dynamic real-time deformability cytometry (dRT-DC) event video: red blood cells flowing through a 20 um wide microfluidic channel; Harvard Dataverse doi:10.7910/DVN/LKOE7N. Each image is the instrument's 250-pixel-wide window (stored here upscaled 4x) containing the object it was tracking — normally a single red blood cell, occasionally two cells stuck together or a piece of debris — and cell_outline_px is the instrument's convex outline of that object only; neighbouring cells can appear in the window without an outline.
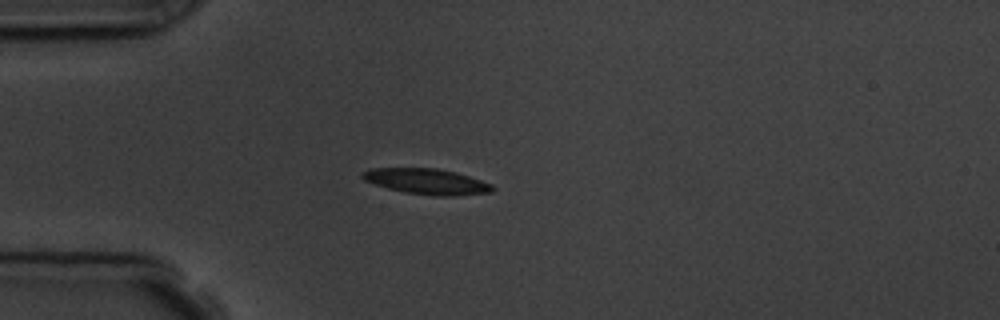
{"species": "common noctule bat (a hibernating species)", "species_latin": "Nyctalus noctula", "temperature_condition": "room temperature", "stored_images_in_passage": 3, "camera_frame_rate_fps": 3000, "um_per_image_px": 0.085, "animal": {"sex": "male", "body_mass_g": 19.5, "forearm_length_mm": 54.6}, "frame": {"image": 1, "passage_image": 3, "time_ms": 2.333, "image_size_px": [1000, 320], "cell_outline_px": [[496, 188], [492, 192], [452, 196], [432, 196], [404, 192], [388, 188], [364, 180], [360, 176], [364, 172], [372, 168], [436, 168], [456, 172], [492, 184]], "centroid_in_image_um": [36.3, 15.43], "position_along_channel_um": 48.7, "area_um2": 19.36}}